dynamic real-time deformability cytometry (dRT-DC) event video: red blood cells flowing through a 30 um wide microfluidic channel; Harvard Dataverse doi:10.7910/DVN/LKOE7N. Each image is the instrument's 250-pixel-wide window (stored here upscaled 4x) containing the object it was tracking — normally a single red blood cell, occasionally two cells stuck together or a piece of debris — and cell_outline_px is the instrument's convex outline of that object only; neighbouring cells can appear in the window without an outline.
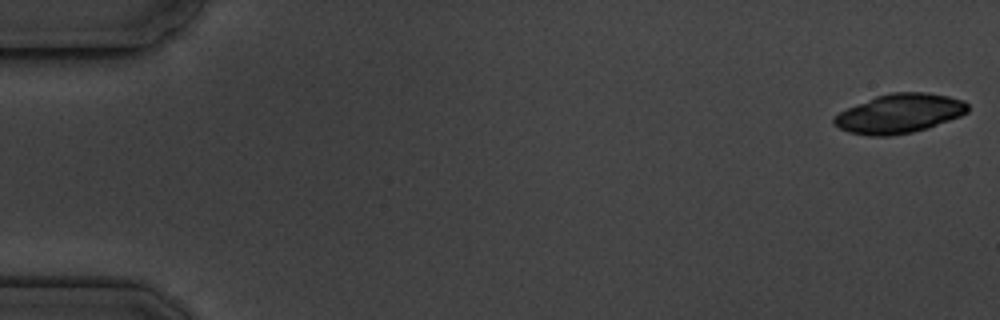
{"species": "common noctule bat (a hibernating species)", "species_latin": "Nyctalus noctula", "temperature_condition": "cold", "stored_images_in_passage": 5, "segment_of_instrument_passage": [2, 2], "camera_frame_rate_fps": 3000, "um_per_image_px": 0.085, "animal": {"sex": "male", "body_mass_g": 19.5, "forearm_length_mm": 54.6}, "frame": {"image": 1, "passage_image": 5, "time_ms": 6.333, "image_size_px": [1000, 320], "cell_outline_px": [[968, 112], [960, 116], [928, 128], [912, 132], [888, 136], [868, 136], [848, 132], [832, 124], [832, 116], [848, 108], [876, 96], [892, 92], [924, 92], [948, 96], [964, 100], [968, 104]], "centroid_in_image_um": [76.44, 9.65], "position_along_channel_um": 8.6, "area_um2": 30.58}}